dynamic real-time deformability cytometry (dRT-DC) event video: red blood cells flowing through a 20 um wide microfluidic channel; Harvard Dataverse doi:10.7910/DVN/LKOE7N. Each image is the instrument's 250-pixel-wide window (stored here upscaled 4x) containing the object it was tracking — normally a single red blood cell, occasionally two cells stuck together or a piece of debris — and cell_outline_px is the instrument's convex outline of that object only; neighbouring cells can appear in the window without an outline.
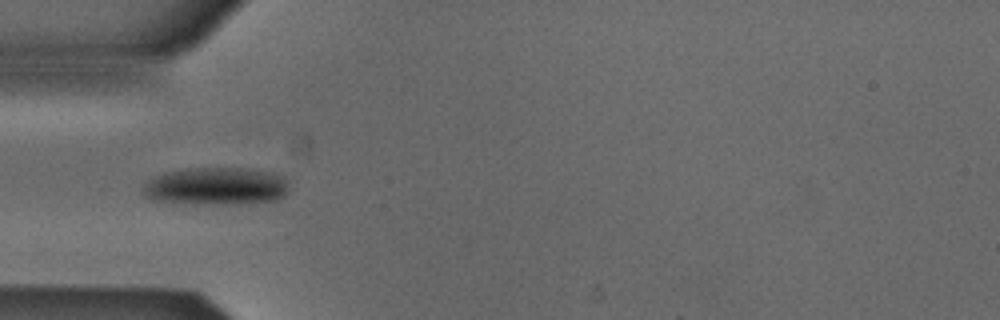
{"species": "Egyptian fruit bat (a non-hibernating species)", "species_latin": "Rousettus aegyptiacus", "temperature_condition": "cold", "stored_images_in_passage": 4, "camera_frame_rate_fps": 3000, "um_per_image_px": 0.085, "animal": {"sex": "male"}, "frame": {"image": 1, "passage_image": 4, "time_ms": 1.0, "image_size_px": [1000, 320], "cell_outline_px": [[288, 192], [284, 196], [276, 200], [236, 204], [192, 204], [152, 200], [144, 196], [140, 192], [140, 188], [148, 180], [164, 172], [184, 168], [252, 168], [272, 172], [284, 176], [288, 180]], "centroid_in_image_um": [18.35, 15.82], "position_along_channel_um": 66.6, "area_um2": 32.83}}